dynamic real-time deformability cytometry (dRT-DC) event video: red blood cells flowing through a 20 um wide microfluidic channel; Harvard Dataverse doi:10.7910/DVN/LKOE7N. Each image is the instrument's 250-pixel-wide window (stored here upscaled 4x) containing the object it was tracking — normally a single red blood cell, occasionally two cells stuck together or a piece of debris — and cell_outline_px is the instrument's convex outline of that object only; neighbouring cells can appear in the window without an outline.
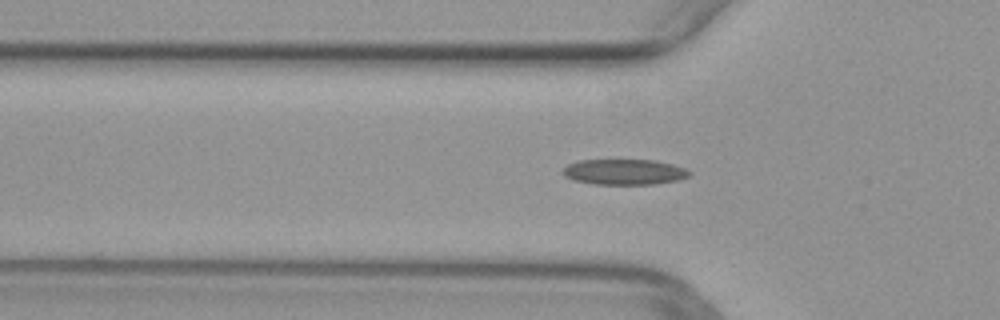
{"species": "common noctule bat (a hibernating species)", "species_latin": "Nyctalus noctula", "temperature_condition": "warm", "stored_images_in_passage": 29, "camera_frame_rate_fps": 3000, "um_per_image_px": 0.085, "animal": {"sex": "female", "body_mass_g": 29.2, "forearm_length_mm": 56.3}, "frame": {"image": 1, "passage_image": 2, "time_ms": 0.333, "image_size_px": [1000, 320], "cell_outline_px": [[692, 172], [688, 176], [680, 180], [656, 184], [592, 184], [572, 180], [564, 176], [560, 172], [568, 164], [580, 160], [656, 160], [672, 164], [684, 168]], "centroid_in_image_um": [53.05, 14.62], "position_along_channel_um": 72.8, "area_um2": 19.02}}
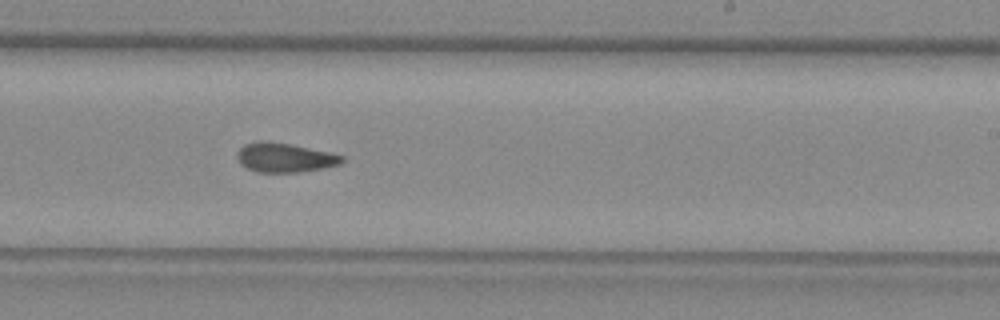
{"frame": {"image": 2, "passage_image": 16, "time_ms": 5.0, "image_size_px": [1000, 320], "cell_outline_px": [[344, 160], [340, 164], [324, 168], [296, 172], [256, 172], [240, 164], [236, 156], [240, 148], [244, 144], [260, 140], [264, 140], [288, 144], [328, 152], [344, 156]], "centroid_in_image_um": [24.17, 13.39], "position_along_channel_um": 264.8, "area_um2": 17.74}}
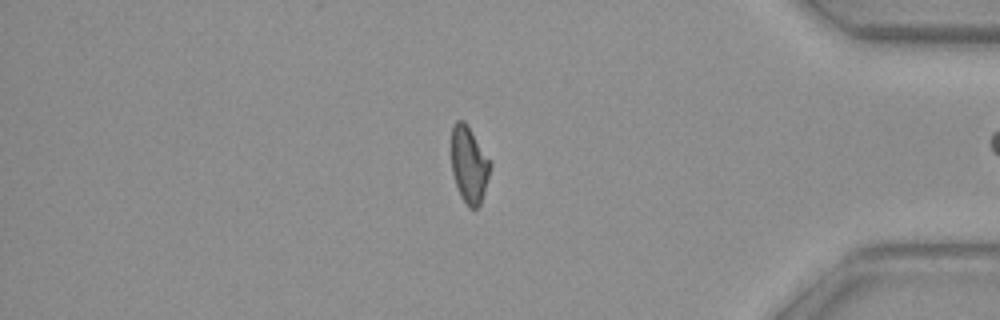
{"frame": {"image": 3, "passage_image": 28, "time_ms": 9.0, "image_size_px": [1000, 320], "cell_outline_px": [[492, 164], [484, 192], [480, 204], [476, 208], [468, 208], [460, 196], [452, 172], [452, 128], [456, 120], [464, 120]], "centroid_in_image_um": [39.86, 14.02], "position_along_channel_um": 395.3, "area_um2": 17.05}}